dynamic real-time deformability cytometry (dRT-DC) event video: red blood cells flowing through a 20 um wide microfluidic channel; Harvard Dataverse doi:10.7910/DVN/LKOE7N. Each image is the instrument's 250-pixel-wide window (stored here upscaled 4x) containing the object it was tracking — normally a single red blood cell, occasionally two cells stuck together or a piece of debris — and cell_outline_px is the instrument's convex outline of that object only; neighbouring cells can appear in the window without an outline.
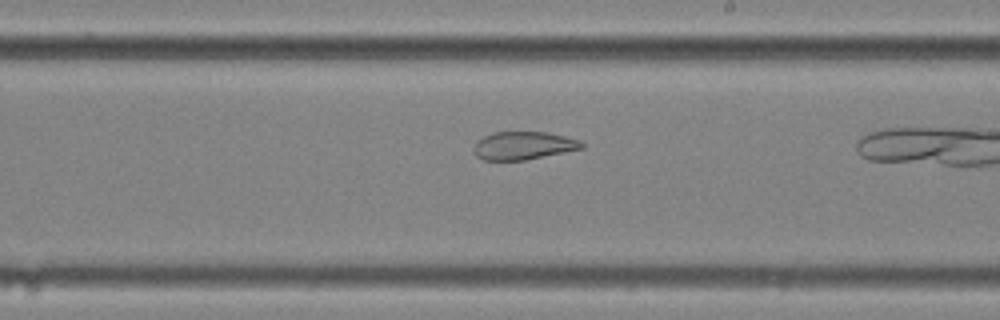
{"species": "common noctule bat (a hibernating species)", "species_latin": "Nyctalus noctula", "temperature_condition": "cold", "stored_images_in_passage": 26, "camera_frame_rate_fps": 3000, "um_per_image_px": 0.085, "animal": {"sex": "female", "body_mass_g": 25.1}, "frame": {"image": 1, "passage_image": 22, "time_ms": 7.0, "image_size_px": [1000, 320], "cell_outline_px": [[584, 148], [524, 160], [484, 160], [476, 156], [472, 152], [476, 140], [492, 132], [548, 132], [580, 140], [584, 144]], "centroid_in_image_um": [44.45, 12.37], "position_along_channel_um": 244.5, "area_um2": 17.69}}